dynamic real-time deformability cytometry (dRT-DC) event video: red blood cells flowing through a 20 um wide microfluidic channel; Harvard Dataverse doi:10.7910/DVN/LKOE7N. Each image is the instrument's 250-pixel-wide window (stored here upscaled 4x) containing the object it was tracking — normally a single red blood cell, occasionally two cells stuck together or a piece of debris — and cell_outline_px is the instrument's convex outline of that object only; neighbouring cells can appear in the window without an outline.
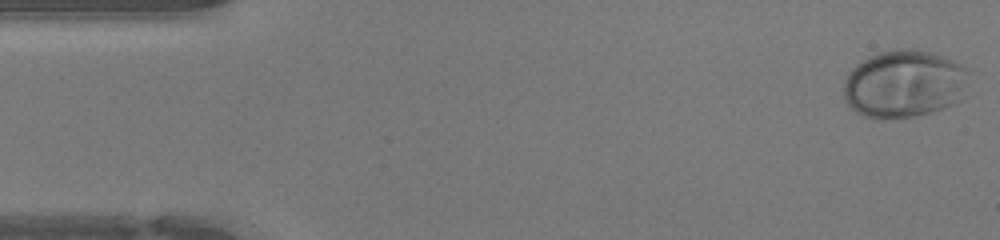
{"species": "human", "species_latin": "Homo sapiens", "temperature_condition": "warm", "stored_images_in_passage": 46, "camera_frame_rate_fps": 3000, "um_per_image_px": 0.085, "donor": {"sex": "female"}, "frame": {"image": 1, "passage_image": 1, "time_ms": 0.0, "image_size_px": [1000, 240], "cell_outline_px": [[968, 96], [952, 104], [928, 112], [912, 116], [880, 120], [876, 120], [864, 116], [856, 112], [844, 100], [844, 80], [848, 72], [856, 64], [868, 56], [880, 52], [900, 48], [916, 48], [932, 52], [952, 60], [968, 68]], "centroid_in_image_um": [76.87, 7.12], "position_along_channel_um": 8.1, "area_um2": 50.17}}
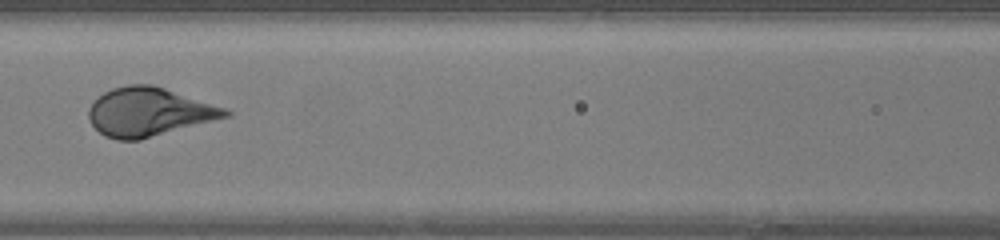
{"frame": {"image": 2, "passage_image": 20, "time_ms": 6.333, "image_size_px": [1000, 240], "cell_outline_px": [[232, 116], [140, 140], [116, 140], [104, 136], [92, 124], [88, 116], [88, 108], [92, 100], [104, 92], [112, 88], [128, 84], [152, 84], [228, 108], [232, 112]], "centroid_in_image_um": [12.68, 9.51], "position_along_channel_um": 153.9, "area_um2": 39.13}}
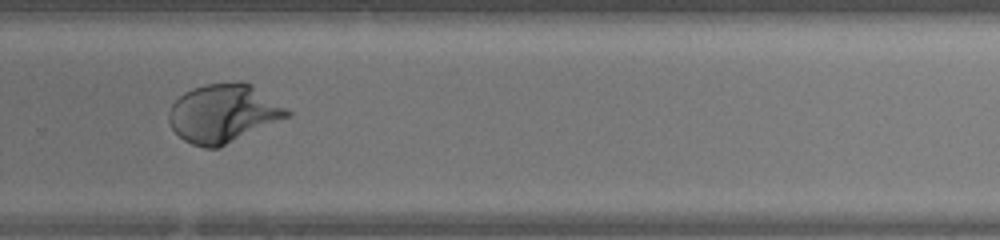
{"frame": {"image": 3, "passage_image": 31, "time_ms": 10.0, "image_size_px": [1000, 240], "cell_outline_px": [[292, 116], [220, 148], [204, 148], [192, 144], [184, 140], [172, 128], [168, 120], [168, 112], [172, 104], [184, 92], [192, 88], [204, 84], [236, 80], [244, 80], [252, 84], [288, 108], [292, 112]], "centroid_in_image_um": [19.03, 9.62], "position_along_channel_um": 310.8, "area_um2": 41.1}, "authors_computed_cell_mechanics": {"area_um2": 41.1247, "velocity_mm_per_s": 4.2887, "shape_relaxation_time_tau1_ms": 3.0911, "shape_relaxation_time_tau2_ms": null, "deformation_change_tau1": 0.1948, "deformation_change_tau2": null}}